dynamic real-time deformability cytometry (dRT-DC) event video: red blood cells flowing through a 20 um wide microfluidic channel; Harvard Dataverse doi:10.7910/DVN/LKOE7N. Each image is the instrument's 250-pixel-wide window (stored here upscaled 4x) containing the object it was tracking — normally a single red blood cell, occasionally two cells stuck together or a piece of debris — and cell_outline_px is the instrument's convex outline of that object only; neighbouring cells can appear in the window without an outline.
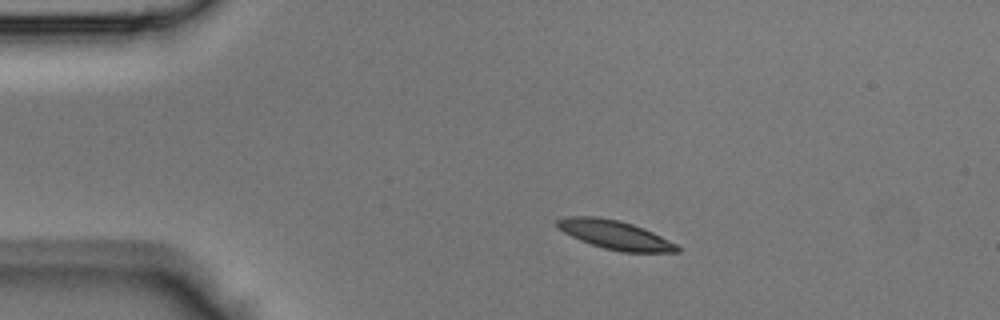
{"species": "Egyptian fruit bat (a non-hibernating species)", "species_latin": "Rousettus aegyptiacus", "temperature_condition": "room temperature", "stored_images_in_passage": 41, "camera_frame_rate_fps": 3000, "um_per_image_px": 0.085, "animal": {"sex": "male"}, "frame": {"image": 1, "passage_image": 6, "time_ms": 1.667, "image_size_px": [1000, 320], "cell_outline_px": [[680, 252], [620, 252], [604, 248], [580, 240], [556, 228], [556, 220], [568, 216], [596, 216], [620, 220], [644, 228], [676, 244], [680, 248]], "centroid_in_image_um": [52.25, 19.95], "position_along_channel_um": 32.7, "area_um2": 20.11}}
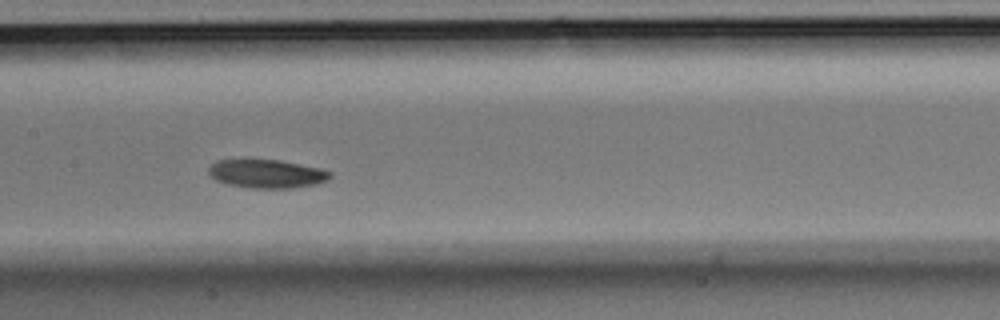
{"frame": {"image": 2, "passage_image": 19, "time_ms": 6.0, "image_size_px": [1000, 320], "cell_outline_px": [[332, 176], [328, 180], [316, 184], [292, 188], [252, 188], [228, 184], [216, 180], [208, 172], [208, 168], [216, 160], [280, 160], [320, 168], [332, 172]], "centroid_in_image_um": [22.71, 14.77], "position_along_channel_um": 184.7, "area_um2": 20.11}}
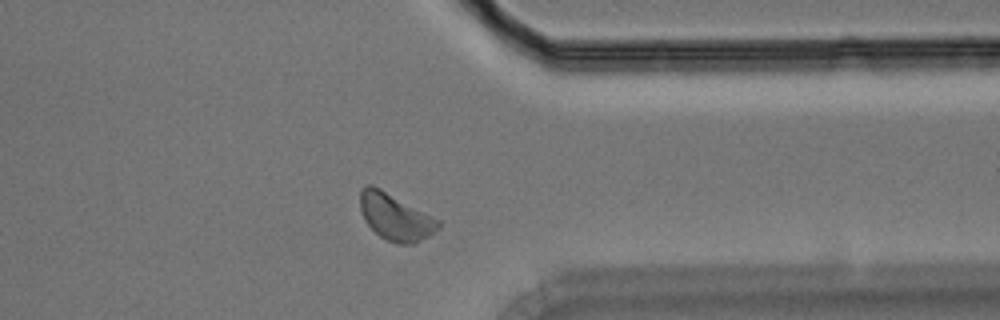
{"frame": {"image": 3, "passage_image": 32, "time_ms": 10.333, "image_size_px": [1000, 320], "cell_outline_px": [[440, 228], [428, 236], [412, 244], [396, 244], [380, 236], [364, 220], [360, 208], [360, 192], [368, 184], [372, 184], [380, 188], [440, 220]], "centroid_in_image_um": [33.61, 18.44], "position_along_channel_um": 377.8, "area_um2": 20.98}}